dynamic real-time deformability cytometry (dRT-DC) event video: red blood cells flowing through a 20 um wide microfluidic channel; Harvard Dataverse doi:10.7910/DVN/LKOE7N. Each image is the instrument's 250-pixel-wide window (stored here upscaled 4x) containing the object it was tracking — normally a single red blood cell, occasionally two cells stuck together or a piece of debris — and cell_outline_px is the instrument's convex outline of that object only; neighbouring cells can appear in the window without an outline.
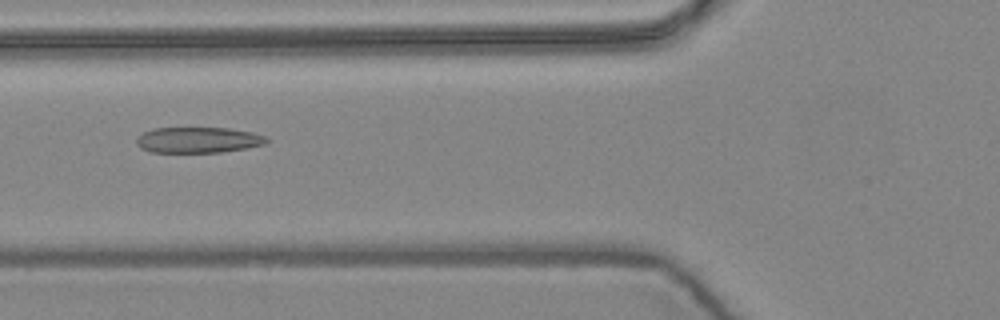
{"species": "common noctule bat (a hibernating species)", "species_latin": "Nyctalus noctula", "temperature_condition": "warm", "stored_images_in_passage": 7, "camera_frame_rate_fps": 3000, "um_per_image_px": 0.085, "animal": {"sex": "female", "body_mass_g": 24.6, "forearm_length_mm": 56.2}, "frame": {"image": 1, "passage_image": 6, "time_ms": 1.667, "image_size_px": [1000, 320], "cell_outline_px": [[268, 140], [264, 144], [244, 148], [220, 152], [148, 152], [140, 148], [136, 144], [136, 136], [152, 128], [228, 128], [252, 132], [264, 136]], "centroid_in_image_um": [16.76, 11.89], "position_along_channel_um": 109.0, "area_um2": 19.48}}
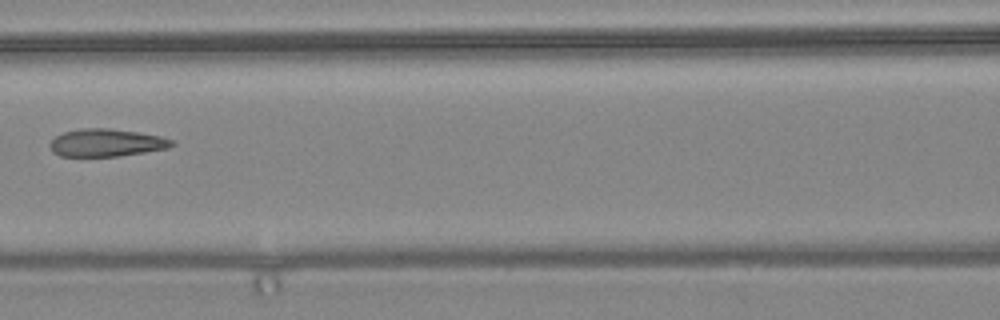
{"frame": {"image": 2, "passage_image": 7, "time_ms": 2.0, "image_size_px": [1000, 320], "cell_outline_px": [[176, 144], [168, 148], [120, 156], [60, 156], [52, 152], [48, 144], [56, 136], [64, 132], [80, 128], [108, 128], [136, 132], [160, 136], [172, 140]], "centroid_in_image_um": [9.02, 12.13], "position_along_channel_um": 157.6, "area_um2": 19.59}}